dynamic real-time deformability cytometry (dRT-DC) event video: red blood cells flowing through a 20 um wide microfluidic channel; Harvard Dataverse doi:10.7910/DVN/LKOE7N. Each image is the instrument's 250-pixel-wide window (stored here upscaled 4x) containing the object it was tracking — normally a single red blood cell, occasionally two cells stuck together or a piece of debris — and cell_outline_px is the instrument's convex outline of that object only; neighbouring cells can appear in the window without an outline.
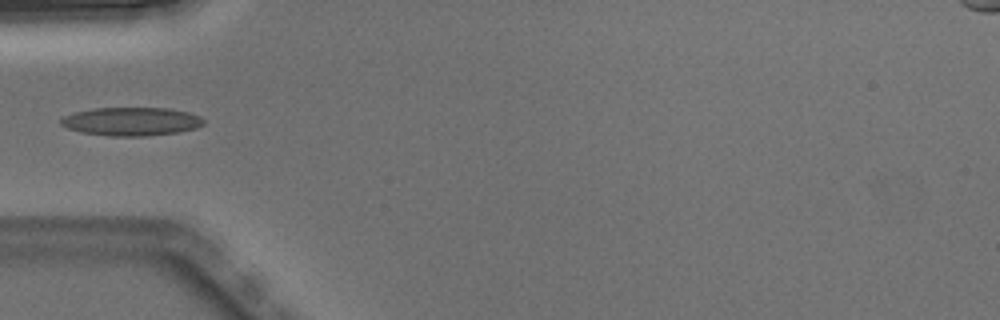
{"species": "Egyptian fruit bat (a non-hibernating species)", "species_latin": "Rousettus aegyptiacus", "temperature_condition": "warm", "stored_images_in_passage": 5, "camera_frame_rate_fps": 3000, "um_per_image_px": 0.085, "animal": {"sex": "male"}, "frame": {"image": 1, "passage_image": 5, "time_ms": 1.333, "image_size_px": [1000, 320], "cell_outline_px": [[204, 124], [196, 128], [176, 132], [144, 136], [108, 136], [84, 132], [68, 128], [60, 124], [60, 120], [64, 116], [76, 112], [92, 108], [168, 108], [188, 112], [200, 116], [204, 120]], "centroid_in_image_um": [11.18, 10.32], "position_along_channel_um": 73.8, "area_um2": 23.47}}